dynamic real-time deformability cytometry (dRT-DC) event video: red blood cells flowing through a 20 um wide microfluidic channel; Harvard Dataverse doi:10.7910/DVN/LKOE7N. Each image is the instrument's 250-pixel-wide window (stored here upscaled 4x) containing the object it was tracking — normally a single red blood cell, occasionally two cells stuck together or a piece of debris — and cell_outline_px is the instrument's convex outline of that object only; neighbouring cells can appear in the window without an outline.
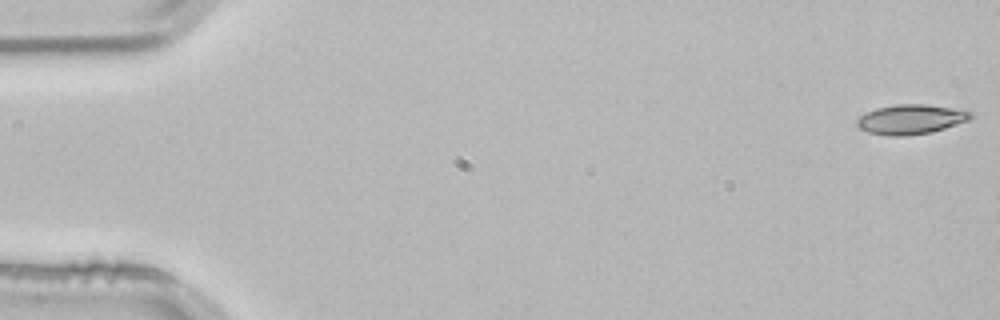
{"species": "common noctule bat (a hibernating species)", "species_latin": "Nyctalus noctula", "temperature_condition": "room temperature", "stored_images_in_passage": 53, "camera_frame_rate_fps": 3000, "um_per_image_px": 0.085, "animal": {"sex": "male", "body_mass_g": 21.5, "forearm_length_mm": 52.0}, "frame": {"image": 1, "passage_image": 1, "time_ms": 0.0, "image_size_px": [1000, 320], "cell_outline_px": [[972, 116], [968, 120], [932, 132], [904, 136], [888, 136], [868, 132], [860, 128], [856, 124], [856, 120], [860, 116], [876, 108], [896, 104], [924, 104], [952, 108], [972, 112]], "centroid_in_image_um": [77.39, 10.14], "position_along_channel_um": 7.6, "area_um2": 19.48}}
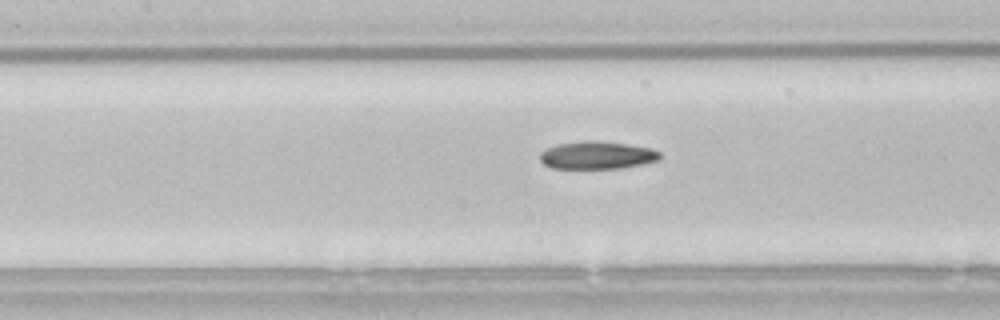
{"frame": {"image": 2, "passage_image": 24, "time_ms": 7.667, "image_size_px": [1000, 320], "cell_outline_px": [[660, 160], [624, 168], [552, 168], [544, 164], [540, 160], [540, 152], [556, 144], [584, 140], [592, 140], [628, 144], [652, 148], [660, 152]], "centroid_in_image_um": [50.76, 13.19], "position_along_channel_um": 156.6, "area_um2": 19.48}}
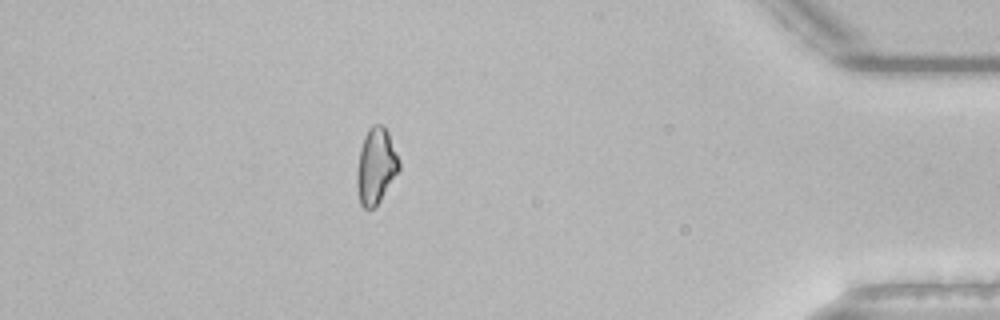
{"frame": {"image": 3, "passage_image": 47, "time_ms": 15.333, "image_size_px": [1000, 320], "cell_outline_px": [[400, 168], [376, 208], [364, 208], [360, 204], [356, 184], [356, 172], [360, 148], [364, 136], [368, 128], [372, 124], [384, 124], [388, 132], [400, 160]], "centroid_in_image_um": [31.95, 14.1], "position_along_channel_um": 403.3, "area_um2": 18.9}, "authors_computed_cell_mechanics": {"area_um2": 19.3052, "velocity_mm_per_s": 3.8192, "shape_relaxation_time_tau1_ms": 4.8496, "shape_relaxation_time_tau2_ms": 8.2806, "deformation_change_tau1": 0.1442, "deformation_change_tau2": 0.1812}}